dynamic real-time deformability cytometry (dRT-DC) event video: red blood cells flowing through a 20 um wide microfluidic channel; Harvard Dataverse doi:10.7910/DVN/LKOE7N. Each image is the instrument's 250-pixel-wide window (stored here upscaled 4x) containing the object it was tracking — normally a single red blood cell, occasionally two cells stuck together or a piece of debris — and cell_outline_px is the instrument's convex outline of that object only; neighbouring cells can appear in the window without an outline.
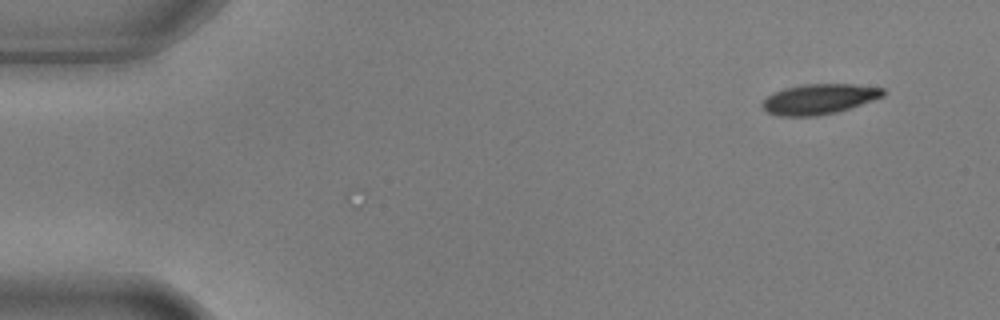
{"species": "common noctule bat (a hibernating species)", "species_latin": "Nyctalus noctula", "temperature_condition": "warm", "stored_images_in_passage": 8, "camera_frame_rate_fps": 3000, "um_per_image_px": 0.085, "animal": {"sex": "male", "body_mass_g": 17.9, "forearm_length_mm": 54.2}, "frame": {"image": 1, "passage_image": 8, "time_ms": 2.333, "image_size_px": [1000, 320], "cell_outline_px": [[884, 96], [836, 112], [816, 116], [780, 116], [768, 112], [760, 104], [772, 92], [784, 88], [804, 84], [856, 84], [884, 88]], "centroid_in_image_um": [69.6, 8.41], "position_along_channel_um": 15.4, "area_um2": 21.15}}